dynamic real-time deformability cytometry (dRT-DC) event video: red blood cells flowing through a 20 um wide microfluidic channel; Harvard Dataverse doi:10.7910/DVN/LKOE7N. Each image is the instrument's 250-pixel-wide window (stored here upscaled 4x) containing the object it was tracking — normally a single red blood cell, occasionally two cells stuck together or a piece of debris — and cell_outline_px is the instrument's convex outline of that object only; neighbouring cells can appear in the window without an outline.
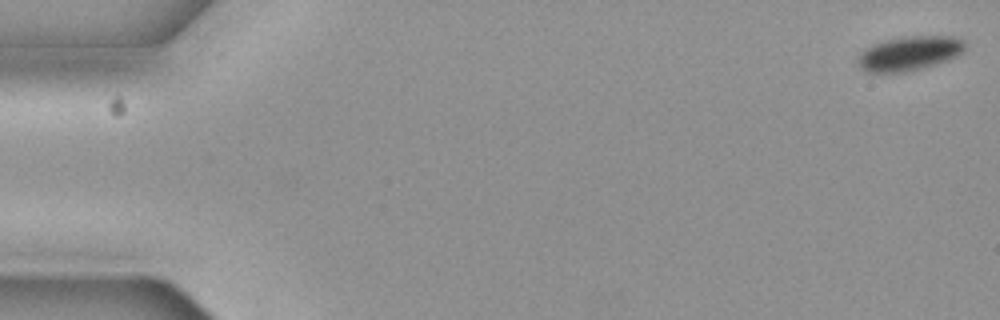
{"species": "common noctule bat (a hibernating species)", "species_latin": "Nyctalus noctula", "temperature_condition": "cold", "stored_images_in_passage": 9, "camera_frame_rate_fps": 3000, "um_per_image_px": 0.085, "animal": {"sex": "female", "body_mass_g": 19.3, "forearm_length_mm": 54.1}, "frame": {"image": 1, "passage_image": 1, "time_ms": 0.0, "image_size_px": [1000, 320], "cell_outline_px": [[964, 52], [948, 60], [936, 64], [908, 72], [868, 72], [860, 68], [856, 60], [856, 56], [864, 48], [872, 44], [904, 36], [952, 36], [964, 40]], "centroid_in_image_um": [77.26, 4.54], "position_along_channel_um": 7.7, "area_um2": 21.62}}
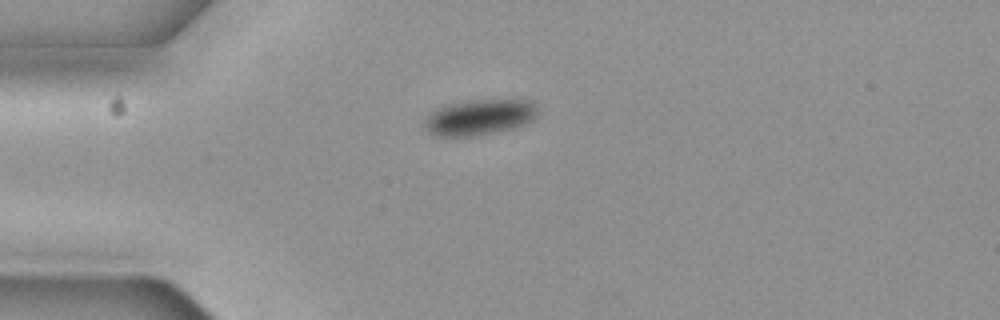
{"frame": {"image": 2, "passage_image": 5, "time_ms": 1.333, "image_size_px": [1000, 320], "cell_outline_px": [[540, 112], [532, 120], [524, 124], [512, 128], [496, 132], [468, 136], [436, 136], [428, 132], [424, 128], [424, 116], [432, 108], [444, 104], [464, 100], [532, 100], [536, 104]], "centroid_in_image_um": [40.69, 9.94], "position_along_channel_um": 44.3, "area_um2": 24.16}}